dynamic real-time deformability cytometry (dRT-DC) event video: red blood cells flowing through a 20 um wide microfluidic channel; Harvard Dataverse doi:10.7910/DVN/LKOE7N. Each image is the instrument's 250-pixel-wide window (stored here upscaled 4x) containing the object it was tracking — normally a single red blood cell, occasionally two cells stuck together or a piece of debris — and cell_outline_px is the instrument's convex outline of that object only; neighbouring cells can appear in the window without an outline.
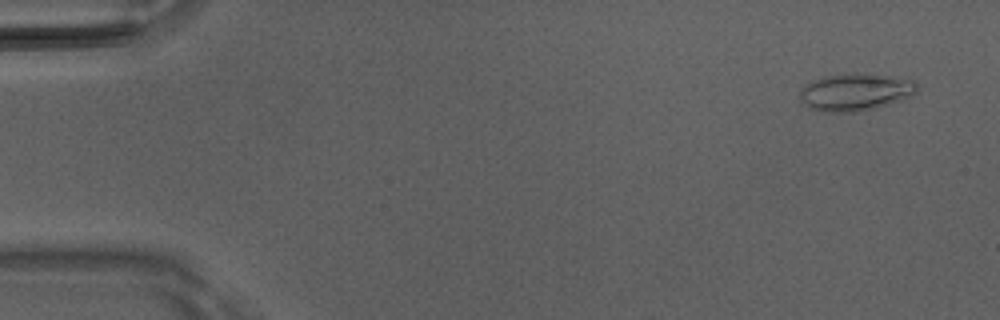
{"species": "Egyptian fruit bat (a non-hibernating species)", "species_latin": "Rousettus aegyptiacus", "temperature_condition": "room temperature", "stored_images_in_passage": 6, "camera_frame_rate_fps": 3000, "um_per_image_px": 0.085, "animal": {"sex": "male"}, "frame": {"image": 1, "passage_image": 1, "time_ms": 0.0, "image_size_px": [1000, 320], "cell_outline_px": [[916, 92], [912, 96], [876, 108], [856, 112], [824, 112], [808, 108], [800, 100], [800, 88], [812, 80], [824, 76], [892, 76], [916, 80]], "centroid_in_image_um": [72.68, 7.87], "position_along_channel_um": 12.3, "area_um2": 24.85}}